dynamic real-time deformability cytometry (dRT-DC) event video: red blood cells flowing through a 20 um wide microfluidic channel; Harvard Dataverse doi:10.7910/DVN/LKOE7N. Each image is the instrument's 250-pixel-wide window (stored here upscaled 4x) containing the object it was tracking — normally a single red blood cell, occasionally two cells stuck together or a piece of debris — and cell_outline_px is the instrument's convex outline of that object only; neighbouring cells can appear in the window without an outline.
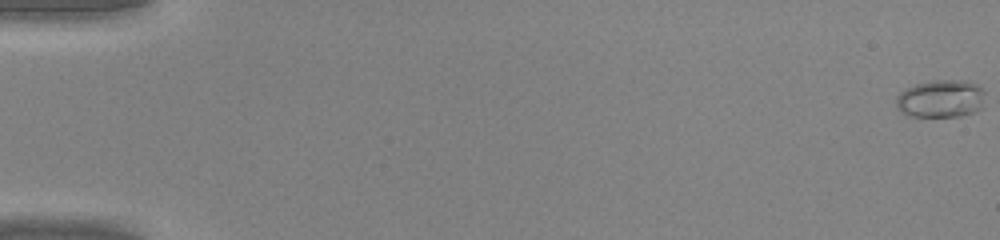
{"species": "common noctule bat (a hibernating species)", "species_latin": "Nyctalus noctula", "temperature_condition": "warm", "stored_images_in_passage": 47, "camera_frame_rate_fps": 3000, "um_per_image_px": 0.085, "animal": {"sex": "male", "body_mass_g": 20.0, "forearm_length_mm": 53.3}, "frame": {"image": 1, "passage_image": 1, "time_ms": 0.0, "image_size_px": [1000, 240], "cell_outline_px": [[984, 108], [976, 112], [960, 116], [908, 116], [896, 108], [896, 96], [904, 88], [916, 84], [932, 80], [968, 80], [984, 88]], "centroid_in_image_um": [80.0, 8.38], "position_along_channel_um": 5.0, "area_um2": 20.06}}
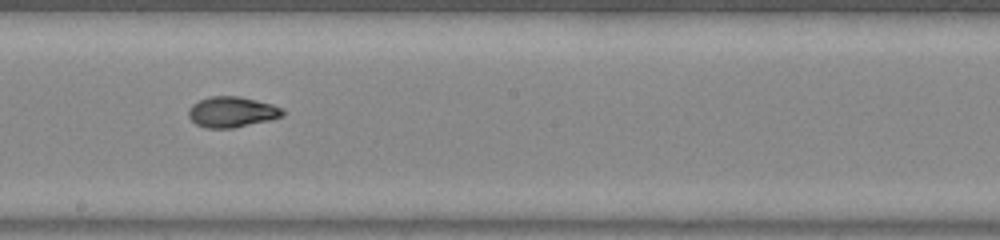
{"frame": {"image": 2, "passage_image": 28, "time_ms": 9.0, "image_size_px": [1000, 240], "cell_outline_px": [[288, 112], [284, 116], [272, 120], [232, 128], [204, 128], [196, 124], [188, 116], [188, 108], [192, 104], [208, 96], [240, 96], [272, 104]], "centroid_in_image_um": [19.73, 9.52], "position_along_channel_um": 228.5, "area_um2": 17.05}}
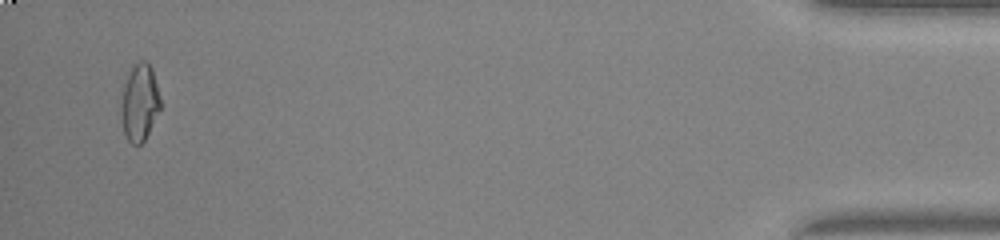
{"frame": {"image": 3, "passage_image": 46, "time_ms": 15.0, "image_size_px": [1000, 240], "cell_outline_px": [[160, 108], [144, 140], [140, 144], [132, 144], [128, 140], [124, 132], [120, 112], [120, 96], [128, 72], [132, 64], [140, 60], [144, 60], [152, 68], [160, 96]], "centroid_in_image_um": [11.83, 8.66], "position_along_channel_um": 423.4, "area_um2": 17.74}}